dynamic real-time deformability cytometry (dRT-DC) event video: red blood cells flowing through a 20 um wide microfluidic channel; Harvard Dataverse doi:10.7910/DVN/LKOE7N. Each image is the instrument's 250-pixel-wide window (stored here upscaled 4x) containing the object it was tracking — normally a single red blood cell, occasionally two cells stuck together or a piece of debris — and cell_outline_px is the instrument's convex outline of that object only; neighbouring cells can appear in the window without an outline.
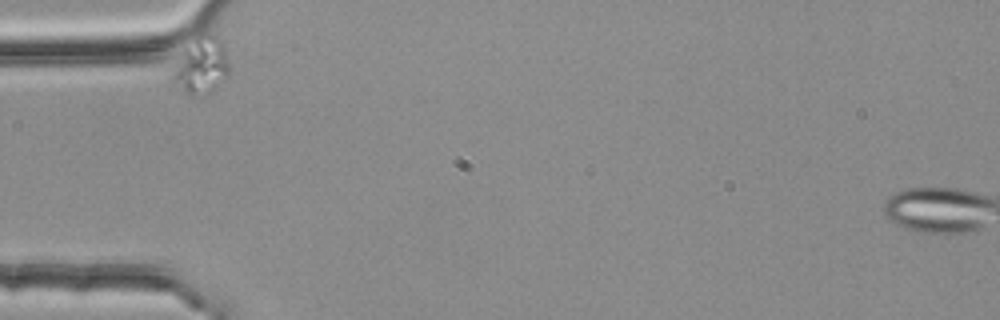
{"species": "common noctule bat (a hibernating species)", "species_latin": "Nyctalus noctula", "temperature_condition": "room temperature", "stored_images_in_passage": 34, "camera_frame_rate_fps": 3000, "um_per_image_px": 0.085, "animal": {"sex": "female", "body_mass_g": 25.1}, "frame": {"image": 1, "passage_image": 1, "time_ms": 0.0, "image_size_px": [1000, 320], "cell_outline_px": [[228, 76], [224, 80], [192, 96], [184, 92], [172, 76], [184, 48], [196, 36], [216, 36], [224, 44], [228, 56]], "centroid_in_image_um": [17.15, 5.51], "position_along_channel_um": 67.9, "area_um2": 17.34}}
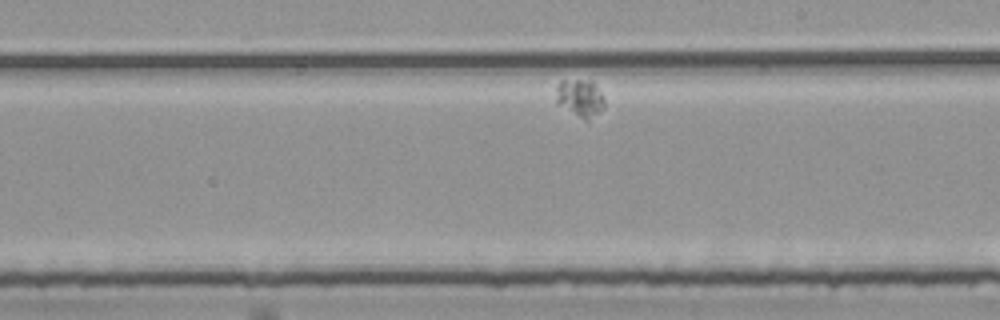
{"frame": {"image": 2, "passage_image": 20, "time_ms": 6.333, "image_size_px": [1000, 320], "cell_outline_px": [[604, 108], [588, 120], [584, 120], [556, 104], [556, 84], [560, 80], [592, 80], [600, 92], [604, 100]], "centroid_in_image_um": [49.27, 8.32], "position_along_channel_um": 239.7, "area_um2": 10.69}}
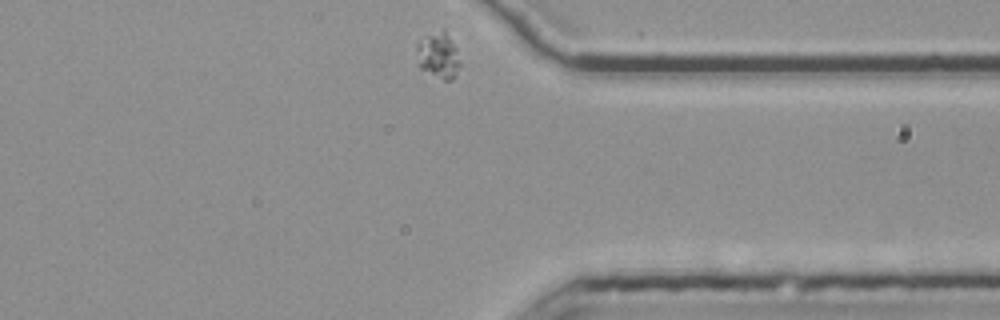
{"frame": {"image": 3, "passage_image": 34, "time_ms": 11.0, "image_size_px": [1000, 320], "cell_outline_px": [[460, 64], [456, 76], [452, 80], [444, 80], [420, 68], [416, 48], [416, 44], [428, 36], [444, 28], [456, 48], [460, 60]], "centroid_in_image_um": [37.29, 4.73], "position_along_channel_um": 374.1, "area_um2": 11.39}}